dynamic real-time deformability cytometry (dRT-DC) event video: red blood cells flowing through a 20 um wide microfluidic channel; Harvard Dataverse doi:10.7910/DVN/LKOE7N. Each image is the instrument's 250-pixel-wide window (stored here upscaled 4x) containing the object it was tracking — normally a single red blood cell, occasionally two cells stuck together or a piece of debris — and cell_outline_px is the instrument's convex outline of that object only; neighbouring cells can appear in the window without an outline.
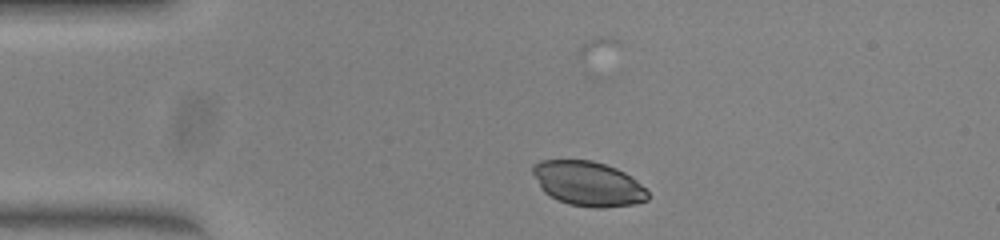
{"species": "common noctule bat (a hibernating species)", "species_latin": "Nyctalus noctula", "temperature_condition": "warm", "stored_images_in_passage": 31, "camera_frame_rate_fps": 3000, "um_per_image_px": 0.085, "animal": {"sex": "female", "body_mass_g": 23.0, "forearm_length_mm": 53.4}, "frame": {"image": 1, "passage_image": 5, "time_ms": 1.333, "image_size_px": [1000, 240], "cell_outline_px": [[648, 200], [636, 204], [604, 208], [596, 208], [568, 204], [556, 200], [544, 192], [540, 188], [532, 172], [532, 164], [540, 160], [592, 160], [616, 168], [624, 172], [636, 180], [648, 192]], "centroid_in_image_um": [49.96, 15.62], "position_along_channel_um": 35.0, "area_um2": 30.11}}